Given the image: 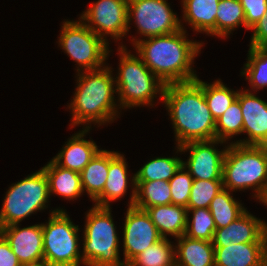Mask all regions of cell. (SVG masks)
Masks as SVG:
<instances>
[{
    "label": "cell",
    "mask_w": 267,
    "mask_h": 266,
    "mask_svg": "<svg viewBox=\"0 0 267 266\" xmlns=\"http://www.w3.org/2000/svg\"><path fill=\"white\" fill-rule=\"evenodd\" d=\"M232 243H267V223L246 210L226 227L214 232V247H226Z\"/></svg>",
    "instance_id": "2e32d148"
},
{
    "label": "cell",
    "mask_w": 267,
    "mask_h": 266,
    "mask_svg": "<svg viewBox=\"0 0 267 266\" xmlns=\"http://www.w3.org/2000/svg\"><path fill=\"white\" fill-rule=\"evenodd\" d=\"M220 0H182L183 20L197 32L216 36V15Z\"/></svg>",
    "instance_id": "7402d4cb"
},
{
    "label": "cell",
    "mask_w": 267,
    "mask_h": 266,
    "mask_svg": "<svg viewBox=\"0 0 267 266\" xmlns=\"http://www.w3.org/2000/svg\"><path fill=\"white\" fill-rule=\"evenodd\" d=\"M245 27V13L239 0H220L216 15V36L226 37L236 27Z\"/></svg>",
    "instance_id": "83f0119b"
},
{
    "label": "cell",
    "mask_w": 267,
    "mask_h": 266,
    "mask_svg": "<svg viewBox=\"0 0 267 266\" xmlns=\"http://www.w3.org/2000/svg\"><path fill=\"white\" fill-rule=\"evenodd\" d=\"M215 266H267V243L214 247Z\"/></svg>",
    "instance_id": "e0dca14e"
},
{
    "label": "cell",
    "mask_w": 267,
    "mask_h": 266,
    "mask_svg": "<svg viewBox=\"0 0 267 266\" xmlns=\"http://www.w3.org/2000/svg\"><path fill=\"white\" fill-rule=\"evenodd\" d=\"M17 256L13 253L8 241L0 233V266H20Z\"/></svg>",
    "instance_id": "74e56055"
},
{
    "label": "cell",
    "mask_w": 267,
    "mask_h": 266,
    "mask_svg": "<svg viewBox=\"0 0 267 266\" xmlns=\"http://www.w3.org/2000/svg\"><path fill=\"white\" fill-rule=\"evenodd\" d=\"M145 210L163 238H167V235L179 238L185 234L189 216L186 207L169 204L152 206Z\"/></svg>",
    "instance_id": "ffe728a7"
},
{
    "label": "cell",
    "mask_w": 267,
    "mask_h": 266,
    "mask_svg": "<svg viewBox=\"0 0 267 266\" xmlns=\"http://www.w3.org/2000/svg\"><path fill=\"white\" fill-rule=\"evenodd\" d=\"M48 181L49 194L55 193L67 200H73L82 195L83 188L80 173L58 166L53 160L42 167Z\"/></svg>",
    "instance_id": "603a6c76"
},
{
    "label": "cell",
    "mask_w": 267,
    "mask_h": 266,
    "mask_svg": "<svg viewBox=\"0 0 267 266\" xmlns=\"http://www.w3.org/2000/svg\"><path fill=\"white\" fill-rule=\"evenodd\" d=\"M225 143L218 139L210 141H191L181 146L177 145L180 152L189 150L187 162L182 165L187 169L193 179L222 180V165L226 148L218 151L214 145Z\"/></svg>",
    "instance_id": "4fadbf2b"
},
{
    "label": "cell",
    "mask_w": 267,
    "mask_h": 266,
    "mask_svg": "<svg viewBox=\"0 0 267 266\" xmlns=\"http://www.w3.org/2000/svg\"><path fill=\"white\" fill-rule=\"evenodd\" d=\"M109 169V151L99 150L85 168L80 172L83 191L91 200H95L102 192Z\"/></svg>",
    "instance_id": "cb8c5ba5"
},
{
    "label": "cell",
    "mask_w": 267,
    "mask_h": 266,
    "mask_svg": "<svg viewBox=\"0 0 267 266\" xmlns=\"http://www.w3.org/2000/svg\"><path fill=\"white\" fill-rule=\"evenodd\" d=\"M118 49L121 56L115 84L119 95V108L152 106L157 93L163 98L165 84L143 63L141 57L130 54L123 45Z\"/></svg>",
    "instance_id": "5b68a950"
},
{
    "label": "cell",
    "mask_w": 267,
    "mask_h": 266,
    "mask_svg": "<svg viewBox=\"0 0 267 266\" xmlns=\"http://www.w3.org/2000/svg\"><path fill=\"white\" fill-rule=\"evenodd\" d=\"M182 160L178 157H157L147 162L132 177V195L130 196L129 206H134L136 199V187L134 181H153L164 180L169 181L182 166Z\"/></svg>",
    "instance_id": "d4e9b609"
},
{
    "label": "cell",
    "mask_w": 267,
    "mask_h": 266,
    "mask_svg": "<svg viewBox=\"0 0 267 266\" xmlns=\"http://www.w3.org/2000/svg\"><path fill=\"white\" fill-rule=\"evenodd\" d=\"M49 181L41 168L9 187L0 211V228L19 224L48 203Z\"/></svg>",
    "instance_id": "52a82bcc"
},
{
    "label": "cell",
    "mask_w": 267,
    "mask_h": 266,
    "mask_svg": "<svg viewBox=\"0 0 267 266\" xmlns=\"http://www.w3.org/2000/svg\"><path fill=\"white\" fill-rule=\"evenodd\" d=\"M250 47H267V13L253 27Z\"/></svg>",
    "instance_id": "8d00e7d4"
},
{
    "label": "cell",
    "mask_w": 267,
    "mask_h": 266,
    "mask_svg": "<svg viewBox=\"0 0 267 266\" xmlns=\"http://www.w3.org/2000/svg\"><path fill=\"white\" fill-rule=\"evenodd\" d=\"M125 157L109 151V169L103 192L94 200V205L110 207L109 202L122 198L127 192L128 176Z\"/></svg>",
    "instance_id": "d6986e66"
},
{
    "label": "cell",
    "mask_w": 267,
    "mask_h": 266,
    "mask_svg": "<svg viewBox=\"0 0 267 266\" xmlns=\"http://www.w3.org/2000/svg\"><path fill=\"white\" fill-rule=\"evenodd\" d=\"M162 99L170 113L178 146L216 139V121L207 106L202 80L166 84Z\"/></svg>",
    "instance_id": "6da1fadb"
},
{
    "label": "cell",
    "mask_w": 267,
    "mask_h": 266,
    "mask_svg": "<svg viewBox=\"0 0 267 266\" xmlns=\"http://www.w3.org/2000/svg\"><path fill=\"white\" fill-rule=\"evenodd\" d=\"M128 0H98L83 12L80 19L106 42V34L120 40L128 33ZM87 21V22H86Z\"/></svg>",
    "instance_id": "8fae6325"
},
{
    "label": "cell",
    "mask_w": 267,
    "mask_h": 266,
    "mask_svg": "<svg viewBox=\"0 0 267 266\" xmlns=\"http://www.w3.org/2000/svg\"><path fill=\"white\" fill-rule=\"evenodd\" d=\"M77 68V88L69 105L72 110V125H90L91 122L102 125L116 119L118 111L114 93L117 88L114 86L115 78L111 68L104 66L98 70L83 71L82 74V69Z\"/></svg>",
    "instance_id": "3957f363"
},
{
    "label": "cell",
    "mask_w": 267,
    "mask_h": 266,
    "mask_svg": "<svg viewBox=\"0 0 267 266\" xmlns=\"http://www.w3.org/2000/svg\"><path fill=\"white\" fill-rule=\"evenodd\" d=\"M245 13V28L250 29L267 13V0H239Z\"/></svg>",
    "instance_id": "d590c367"
},
{
    "label": "cell",
    "mask_w": 267,
    "mask_h": 266,
    "mask_svg": "<svg viewBox=\"0 0 267 266\" xmlns=\"http://www.w3.org/2000/svg\"><path fill=\"white\" fill-rule=\"evenodd\" d=\"M184 27L174 33L145 39H132L143 63L165 85L195 81L198 77L192 69L199 53L200 42L188 40Z\"/></svg>",
    "instance_id": "7a4b0ae2"
},
{
    "label": "cell",
    "mask_w": 267,
    "mask_h": 266,
    "mask_svg": "<svg viewBox=\"0 0 267 266\" xmlns=\"http://www.w3.org/2000/svg\"><path fill=\"white\" fill-rule=\"evenodd\" d=\"M244 67L241 75H246L252 90L267 87V47H250Z\"/></svg>",
    "instance_id": "f546056e"
},
{
    "label": "cell",
    "mask_w": 267,
    "mask_h": 266,
    "mask_svg": "<svg viewBox=\"0 0 267 266\" xmlns=\"http://www.w3.org/2000/svg\"><path fill=\"white\" fill-rule=\"evenodd\" d=\"M223 188L222 180L194 179L187 209L209 208L213 198Z\"/></svg>",
    "instance_id": "836d02e7"
},
{
    "label": "cell",
    "mask_w": 267,
    "mask_h": 266,
    "mask_svg": "<svg viewBox=\"0 0 267 266\" xmlns=\"http://www.w3.org/2000/svg\"><path fill=\"white\" fill-rule=\"evenodd\" d=\"M78 225L71 222L62 209L53 210L48 222L42 224L44 262L48 266H79Z\"/></svg>",
    "instance_id": "ba28073f"
},
{
    "label": "cell",
    "mask_w": 267,
    "mask_h": 266,
    "mask_svg": "<svg viewBox=\"0 0 267 266\" xmlns=\"http://www.w3.org/2000/svg\"><path fill=\"white\" fill-rule=\"evenodd\" d=\"M216 139L226 142L234 135L242 133L243 117L239 99L236 98L227 110L216 120Z\"/></svg>",
    "instance_id": "d6a6232c"
},
{
    "label": "cell",
    "mask_w": 267,
    "mask_h": 266,
    "mask_svg": "<svg viewBox=\"0 0 267 266\" xmlns=\"http://www.w3.org/2000/svg\"><path fill=\"white\" fill-rule=\"evenodd\" d=\"M260 201L262 203H264L265 206L267 205V190H266L264 196L262 197V199Z\"/></svg>",
    "instance_id": "ab89813d"
},
{
    "label": "cell",
    "mask_w": 267,
    "mask_h": 266,
    "mask_svg": "<svg viewBox=\"0 0 267 266\" xmlns=\"http://www.w3.org/2000/svg\"><path fill=\"white\" fill-rule=\"evenodd\" d=\"M89 129L90 127L86 126L82 131L74 134L52 160L62 168L80 173L100 150L94 141L83 138Z\"/></svg>",
    "instance_id": "ac0fdd59"
},
{
    "label": "cell",
    "mask_w": 267,
    "mask_h": 266,
    "mask_svg": "<svg viewBox=\"0 0 267 266\" xmlns=\"http://www.w3.org/2000/svg\"><path fill=\"white\" fill-rule=\"evenodd\" d=\"M136 199L134 206L145 210L148 207L172 204L168 181H134Z\"/></svg>",
    "instance_id": "484cf974"
},
{
    "label": "cell",
    "mask_w": 267,
    "mask_h": 266,
    "mask_svg": "<svg viewBox=\"0 0 267 266\" xmlns=\"http://www.w3.org/2000/svg\"><path fill=\"white\" fill-rule=\"evenodd\" d=\"M59 45L85 71L98 70L109 55L108 43L83 21H64Z\"/></svg>",
    "instance_id": "9c48e42d"
},
{
    "label": "cell",
    "mask_w": 267,
    "mask_h": 266,
    "mask_svg": "<svg viewBox=\"0 0 267 266\" xmlns=\"http://www.w3.org/2000/svg\"><path fill=\"white\" fill-rule=\"evenodd\" d=\"M123 229L126 266L142 251L163 238L146 210L135 206L128 207Z\"/></svg>",
    "instance_id": "7c38bea8"
},
{
    "label": "cell",
    "mask_w": 267,
    "mask_h": 266,
    "mask_svg": "<svg viewBox=\"0 0 267 266\" xmlns=\"http://www.w3.org/2000/svg\"><path fill=\"white\" fill-rule=\"evenodd\" d=\"M20 266H48L45 262H38L34 264H21Z\"/></svg>",
    "instance_id": "f35d334b"
},
{
    "label": "cell",
    "mask_w": 267,
    "mask_h": 266,
    "mask_svg": "<svg viewBox=\"0 0 267 266\" xmlns=\"http://www.w3.org/2000/svg\"><path fill=\"white\" fill-rule=\"evenodd\" d=\"M192 212V221L187 217L185 236L192 239H201L212 242L216 230L215 221L209 208L187 209Z\"/></svg>",
    "instance_id": "1f68e13d"
},
{
    "label": "cell",
    "mask_w": 267,
    "mask_h": 266,
    "mask_svg": "<svg viewBox=\"0 0 267 266\" xmlns=\"http://www.w3.org/2000/svg\"><path fill=\"white\" fill-rule=\"evenodd\" d=\"M175 264L178 266H215L212 242L192 239L185 235L177 238Z\"/></svg>",
    "instance_id": "44dd1931"
},
{
    "label": "cell",
    "mask_w": 267,
    "mask_h": 266,
    "mask_svg": "<svg viewBox=\"0 0 267 266\" xmlns=\"http://www.w3.org/2000/svg\"><path fill=\"white\" fill-rule=\"evenodd\" d=\"M110 207L94 205L86 215L82 259L86 266H126Z\"/></svg>",
    "instance_id": "8992f818"
},
{
    "label": "cell",
    "mask_w": 267,
    "mask_h": 266,
    "mask_svg": "<svg viewBox=\"0 0 267 266\" xmlns=\"http://www.w3.org/2000/svg\"><path fill=\"white\" fill-rule=\"evenodd\" d=\"M237 98L243 117L242 133L248 134V139L234 143L240 145L267 146V103L247 90L240 91Z\"/></svg>",
    "instance_id": "5bb4252c"
},
{
    "label": "cell",
    "mask_w": 267,
    "mask_h": 266,
    "mask_svg": "<svg viewBox=\"0 0 267 266\" xmlns=\"http://www.w3.org/2000/svg\"><path fill=\"white\" fill-rule=\"evenodd\" d=\"M182 165L175 175L168 181L171 189L172 204L187 208L193 178Z\"/></svg>",
    "instance_id": "e575fe53"
},
{
    "label": "cell",
    "mask_w": 267,
    "mask_h": 266,
    "mask_svg": "<svg viewBox=\"0 0 267 266\" xmlns=\"http://www.w3.org/2000/svg\"><path fill=\"white\" fill-rule=\"evenodd\" d=\"M229 193L230 190L223 188L210 203L209 211L215 221L216 229L226 227L246 211Z\"/></svg>",
    "instance_id": "4316f807"
},
{
    "label": "cell",
    "mask_w": 267,
    "mask_h": 266,
    "mask_svg": "<svg viewBox=\"0 0 267 266\" xmlns=\"http://www.w3.org/2000/svg\"><path fill=\"white\" fill-rule=\"evenodd\" d=\"M21 264L44 262L42 223L20 228L13 224L0 228Z\"/></svg>",
    "instance_id": "9a60e30c"
},
{
    "label": "cell",
    "mask_w": 267,
    "mask_h": 266,
    "mask_svg": "<svg viewBox=\"0 0 267 266\" xmlns=\"http://www.w3.org/2000/svg\"><path fill=\"white\" fill-rule=\"evenodd\" d=\"M223 187L240 191L252 188L259 201L267 190V146L240 145L226 147L222 165Z\"/></svg>",
    "instance_id": "277c9868"
},
{
    "label": "cell",
    "mask_w": 267,
    "mask_h": 266,
    "mask_svg": "<svg viewBox=\"0 0 267 266\" xmlns=\"http://www.w3.org/2000/svg\"><path fill=\"white\" fill-rule=\"evenodd\" d=\"M175 264V248L167 238L142 251L127 266H173Z\"/></svg>",
    "instance_id": "f1b7e54d"
},
{
    "label": "cell",
    "mask_w": 267,
    "mask_h": 266,
    "mask_svg": "<svg viewBox=\"0 0 267 266\" xmlns=\"http://www.w3.org/2000/svg\"><path fill=\"white\" fill-rule=\"evenodd\" d=\"M239 91L230 90L220 80L207 84L204 82V96L215 121L237 98Z\"/></svg>",
    "instance_id": "4dcf8cb0"
},
{
    "label": "cell",
    "mask_w": 267,
    "mask_h": 266,
    "mask_svg": "<svg viewBox=\"0 0 267 266\" xmlns=\"http://www.w3.org/2000/svg\"><path fill=\"white\" fill-rule=\"evenodd\" d=\"M127 16L128 29L134 19L140 34L147 38L171 34L183 28L166 0H128Z\"/></svg>",
    "instance_id": "30bf717a"
}]
</instances>
